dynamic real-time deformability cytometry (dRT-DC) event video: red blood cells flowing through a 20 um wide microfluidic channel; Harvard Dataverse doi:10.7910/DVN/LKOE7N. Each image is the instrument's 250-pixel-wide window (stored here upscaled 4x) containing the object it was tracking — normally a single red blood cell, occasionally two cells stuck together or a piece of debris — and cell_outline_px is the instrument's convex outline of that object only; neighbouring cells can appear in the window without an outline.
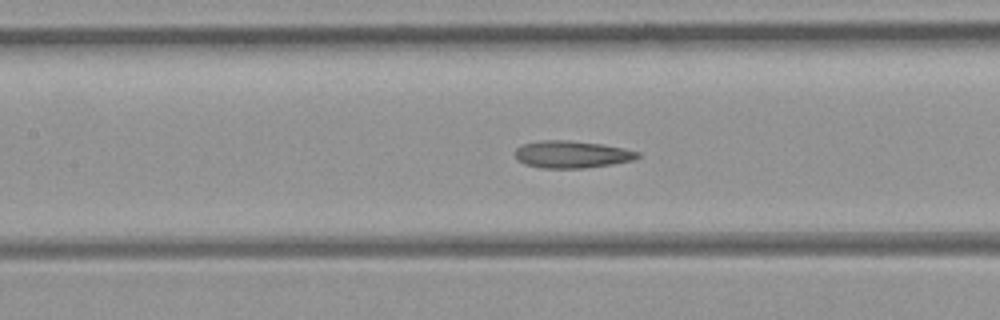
{"species": "common noctule bat (a hibernating species)", "species_latin": "Nyctalus noctula", "temperature_condition": "room temperature", "stored_images_in_passage": 39, "camera_frame_rate_fps": 3000, "um_per_image_px": 0.085, "animal": {"sex": "female", "body_mass_g": 21.9}, "frame": {"image": 1, "passage_image": 12, "time_ms": 3.667, "image_size_px": [1000, 320], "cell_outline_px": [[640, 156], [632, 160], [612, 164], [584, 168], [544, 168], [524, 164], [516, 156], [516, 148], [524, 144], [540, 140], [568, 140], [600, 144], [624, 148], [640, 152]], "centroid_in_image_um": [48.62, 13.12], "position_along_channel_um": 158.8, "area_um2": 19.25}, "authors_computed_cell_mechanics": {"area_um2": 19.7098, "velocity_mm_per_s": 4.3757, "shape_relaxation_time_tau1_ms": null, "shape_relaxation_time_tau2_ms": 4.5343, "deformation_change_tau1": null, "deformation_change_tau2": 0.1421}}